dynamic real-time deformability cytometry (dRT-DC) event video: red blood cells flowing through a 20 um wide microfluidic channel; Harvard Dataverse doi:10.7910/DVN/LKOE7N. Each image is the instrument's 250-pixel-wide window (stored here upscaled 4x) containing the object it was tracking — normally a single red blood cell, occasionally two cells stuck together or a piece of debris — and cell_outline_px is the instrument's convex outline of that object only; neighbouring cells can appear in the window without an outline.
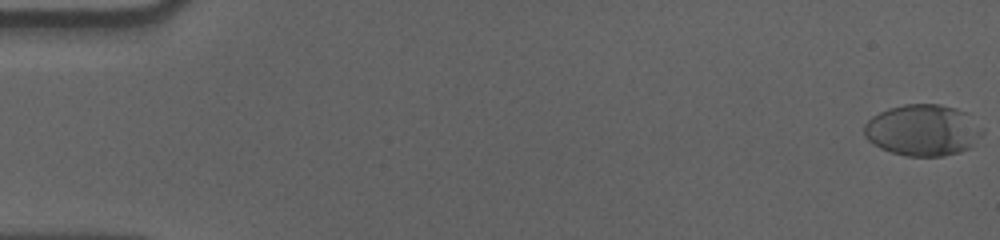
{"species": "human", "species_latin": "Homo sapiens", "temperature_condition": "cold", "stored_images_in_passage": 58, "camera_frame_rate_fps": 3000, "um_per_image_px": 0.085, "donor": {"sex": "male"}, "frame": {"image": 1, "passage_image": 1, "time_ms": 0.0, "image_size_px": [1000, 240], "cell_outline_px": [[984, 132], [972, 148], [960, 152], [944, 156], [904, 156], [880, 148], [868, 140], [864, 136], [864, 124], [872, 116], [888, 108], [904, 104], [940, 104], [956, 108], [964, 112], [984, 128]], "centroid_in_image_um": [78.46, 11.07], "position_along_channel_um": 6.5, "area_um2": 35.72}}
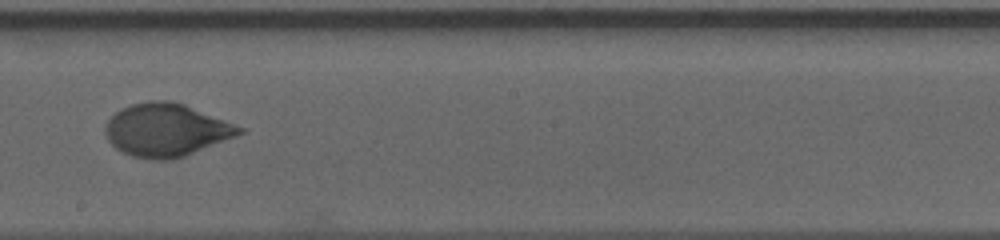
{"frame": {"image": 2, "passage_image": 34, "time_ms": 11.0, "image_size_px": [1000, 240], "cell_outline_px": [[244, 132], [236, 136], [184, 156], [172, 160], [152, 160], [132, 156], [116, 148], [108, 140], [104, 132], [104, 128], [108, 120], [120, 108], [132, 104], [148, 100], [172, 100], [184, 104], [244, 128]], "centroid_in_image_um": [14.1, 11.05], "position_along_channel_um": 234.1, "area_um2": 41.15}}
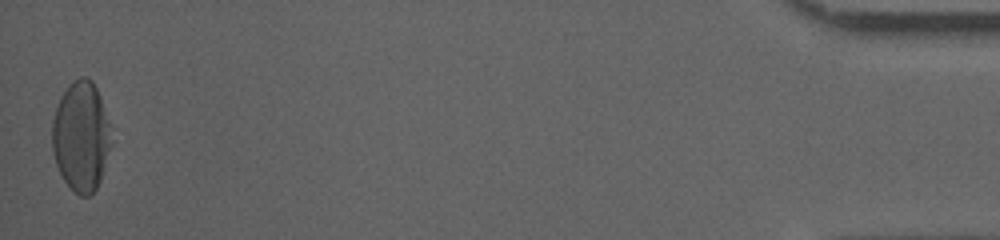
{"frame": {"image": 3, "passage_image": 58, "time_ms": 19.0, "image_size_px": [1000, 240], "cell_outline_px": [[116, 128], [112, 144], [100, 180], [96, 188], [88, 196], [80, 196], [64, 180], [56, 164], [52, 148], [52, 120], [60, 96], [68, 84], [72, 80], [80, 76], [84, 76], [92, 80]], "centroid_in_image_um": [6.95, 11.53], "position_along_channel_um": 428.2, "area_um2": 38.84}, "authors_computed_cell_mechanics": {"area_um2": 38.9572, "velocity_mm_per_s": 3.5546, "shape_relaxation_time_tau1_ms": 4.744, "shape_relaxation_time_tau2_ms": 0.9079, "deformation_change_tau1": 0.172, "deformation_change_tau2": 0.0447}}